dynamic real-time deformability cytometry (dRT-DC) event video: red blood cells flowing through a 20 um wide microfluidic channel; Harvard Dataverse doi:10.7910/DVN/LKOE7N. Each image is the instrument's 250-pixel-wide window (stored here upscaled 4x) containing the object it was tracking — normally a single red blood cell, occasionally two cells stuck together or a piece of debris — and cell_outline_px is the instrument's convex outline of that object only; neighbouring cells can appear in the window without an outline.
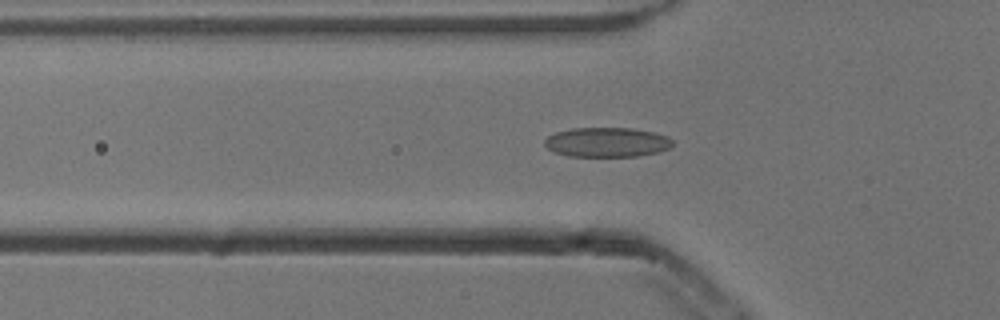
{"species": "common noctule bat (a hibernating species)", "species_latin": "Nyctalus noctula", "temperature_condition": "cold", "stored_images_in_passage": 47, "camera_frame_rate_fps": 3000, "um_per_image_px": 0.085, "animal": {"sex": "male", "body_mass_g": 13.3}, "frame": {"image": 1, "passage_image": 16, "time_ms": 5.0, "image_size_px": [1000, 320], "cell_outline_px": [[672, 144], [668, 148], [660, 152], [636, 156], [568, 156], [556, 152], [548, 148], [544, 144], [544, 140], [548, 136], [556, 132], [572, 128], [632, 128], [652, 132], [668, 136], [672, 140]], "centroid_in_image_um": [51.59, 12.08], "position_along_channel_um": 74.2, "area_um2": 21.96}}
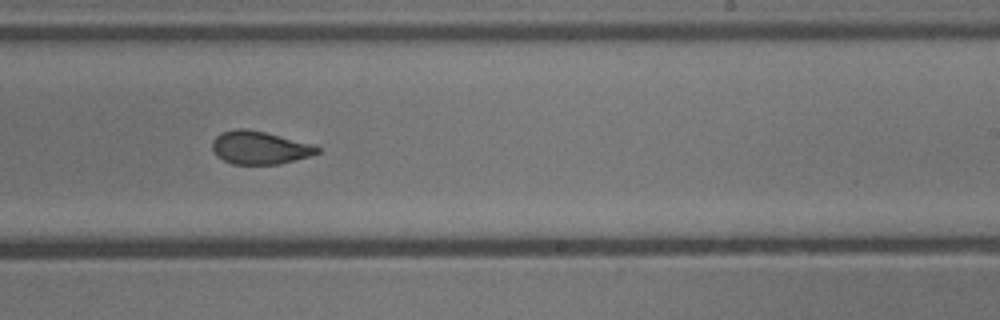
{"frame": {"image": 2, "passage_image": 31, "time_ms": 10.0, "image_size_px": [1000, 320], "cell_outline_px": [[320, 152], [308, 156], [280, 164], [232, 164], [216, 156], [212, 152], [212, 140], [220, 132], [236, 128], [248, 128], [316, 144], [320, 148]], "centroid_in_image_um": [22.05, 12.53], "position_along_channel_um": 266.9, "area_um2": 20.52}}
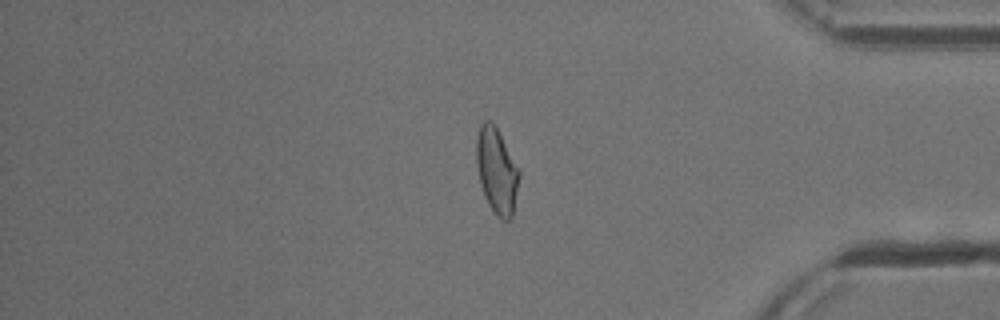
{"frame": {"image": 3, "passage_image": 43, "time_ms": 14.0, "image_size_px": [1000, 320], "cell_outline_px": [[520, 176], [512, 216], [508, 220], [500, 220], [496, 216], [488, 204], [484, 196], [480, 184], [476, 164], [476, 136], [480, 124], [484, 120], [492, 120], [496, 124], [520, 172]], "centroid_in_image_um": [42.2, 14.48], "position_along_channel_um": 393.0, "area_um2": 21.68}, "authors_computed_cell_mechanics": {"area_um2": 21.1548, "velocity_mm_per_s": 3.8323, "shape_relaxation_time_tau1_ms": 4.5119, "shape_relaxation_time_tau2_ms": 1.2852, "deformation_change_tau1": 0.1337, "deformation_change_tau2": 0.0743}}